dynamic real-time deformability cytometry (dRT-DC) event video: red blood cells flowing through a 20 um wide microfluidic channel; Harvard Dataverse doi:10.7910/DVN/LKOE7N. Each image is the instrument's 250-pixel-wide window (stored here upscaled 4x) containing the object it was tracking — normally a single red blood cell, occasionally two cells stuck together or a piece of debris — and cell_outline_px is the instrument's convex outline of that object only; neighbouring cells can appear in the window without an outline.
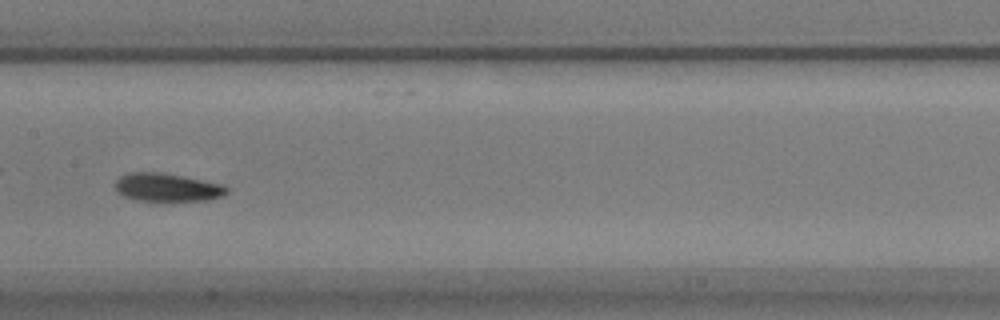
{"species": "common noctule bat (a hibernating species)", "species_latin": "Nyctalus noctula", "temperature_condition": "warm", "stored_images_in_passage": 49, "camera_frame_rate_fps": 3000, "um_per_image_px": 0.085, "animal": {"sex": "male", "body_mass_g": 17.9}, "frame": {"image": 1, "passage_image": 22, "time_ms": 7.0, "image_size_px": [1000, 320], "cell_outline_px": [[228, 192], [224, 196], [204, 200], [172, 204], [136, 200], [124, 196], [116, 192], [116, 180], [120, 176], [128, 172], [164, 172], [224, 184], [228, 188]], "centroid_in_image_um": [14.23, 15.97], "position_along_channel_um": 193.2, "area_um2": 19.36}}
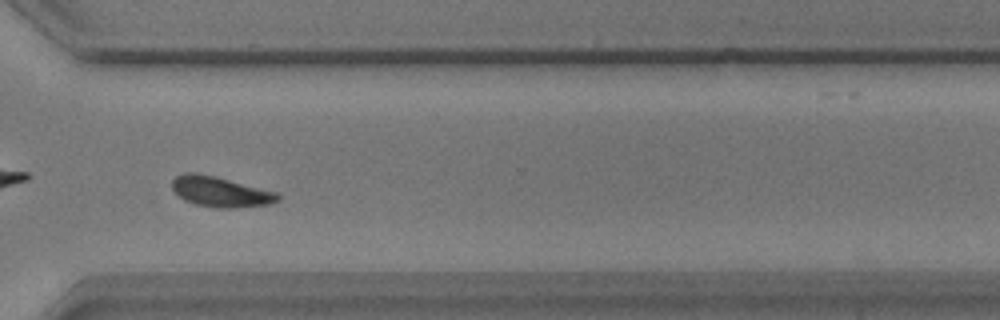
{"frame": {"image": 2, "passage_image": 35, "time_ms": 11.333, "image_size_px": [1000, 320], "cell_outline_px": [[280, 200], [272, 204], [236, 208], [216, 208], [196, 204], [184, 200], [172, 188], [172, 180], [176, 176], [184, 172], [196, 172], [216, 176], [276, 192], [280, 196]], "centroid_in_image_um": [18.75, 16.3], "position_along_channel_um": 351.9, "area_um2": 18.79}}
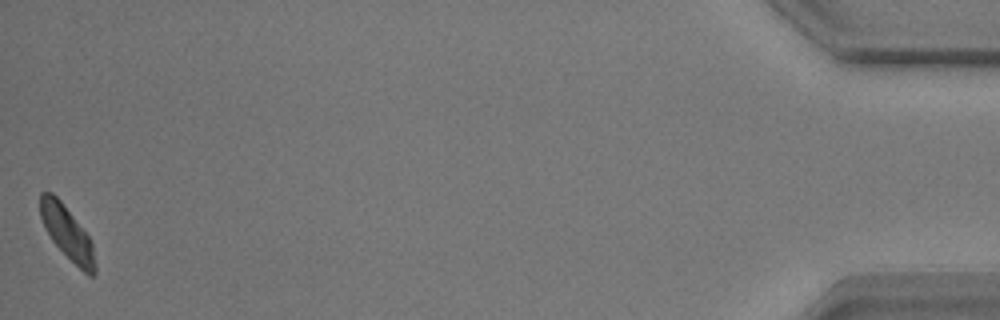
{"frame": {"image": 3, "passage_image": 49, "time_ms": 16.0, "image_size_px": [1000, 320], "cell_outline_px": [[96, 272], [92, 276], [88, 276], [52, 240], [40, 216], [40, 192], [52, 192], [60, 200], [88, 236], [92, 244], [96, 264]], "centroid_in_image_um": [5.71, 19.78], "position_along_channel_um": 429.5, "area_um2": 16.42}, "authors_computed_cell_mechanics": {"area_um2": 18.1492, "velocity_mm_per_s": 3.6724, "shape_relaxation_time_tau1_ms": 2.0481, "shape_relaxation_time_tau2_ms": null, "deformation_change_tau1": 0.0957, "deformation_change_tau2": null}}